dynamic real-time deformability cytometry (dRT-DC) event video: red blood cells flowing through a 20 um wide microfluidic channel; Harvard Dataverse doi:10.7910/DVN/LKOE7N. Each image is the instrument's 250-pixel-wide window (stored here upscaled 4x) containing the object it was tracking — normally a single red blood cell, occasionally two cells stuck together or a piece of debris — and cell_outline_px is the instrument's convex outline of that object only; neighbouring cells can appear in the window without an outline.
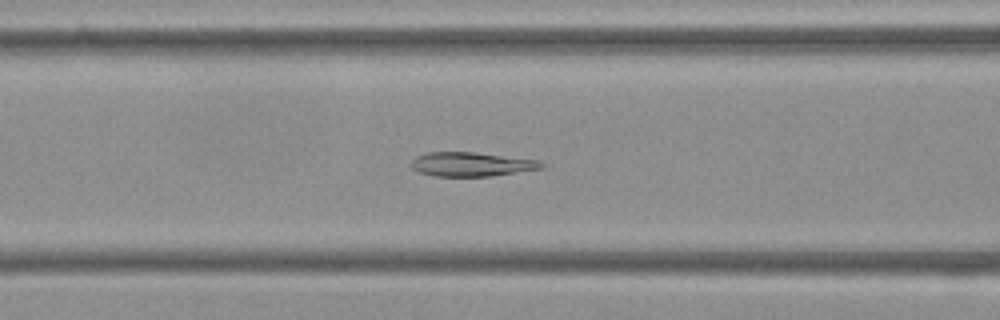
{"species": "Egyptian fruit bat (a non-hibernating species)", "species_latin": "Rousettus aegyptiacus", "temperature_condition": "cold", "stored_images_in_passage": 53, "camera_frame_rate_fps": 3000, "um_per_image_px": 0.085, "frame": {"image": 1, "passage_image": 21, "time_ms": 6.667, "image_size_px": [1000, 320], "cell_outline_px": [[544, 168], [492, 176], [432, 176], [420, 172], [412, 168], [408, 164], [416, 156], [424, 152], [476, 152], [540, 160], [544, 164]], "centroid_in_image_um": [40.05, 13.95], "position_along_channel_um": 126.5, "area_um2": 18.55}}
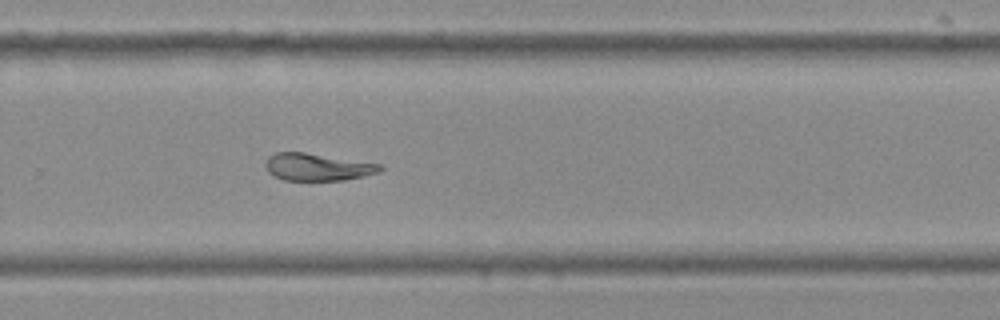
{"frame": {"image": 2, "passage_image": 35, "time_ms": 11.333, "image_size_px": [1000, 320], "cell_outline_px": [[384, 168], [380, 172], [364, 176], [344, 180], [284, 180], [268, 172], [264, 164], [268, 156], [276, 152], [304, 152], [380, 164]], "centroid_in_image_um": [26.97, 14.19], "position_along_channel_um": 302.8, "area_um2": 18.15}}
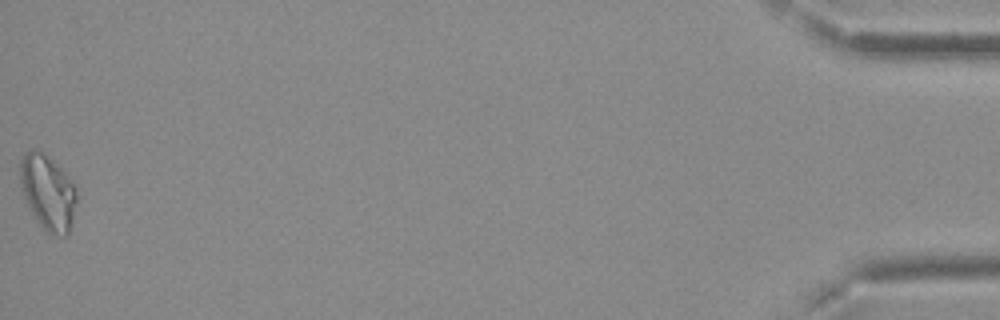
{"frame": {"image": 3, "passage_image": 53, "time_ms": 17.333, "image_size_px": [1000, 320], "cell_outline_px": [[76, 200], [72, 224], [68, 236], [48, 236], [28, 208], [20, 188], [20, 160], [24, 152], [32, 148], [36, 148], [60, 168], [64, 172], [76, 188]], "centroid_in_image_um": [4.04, 16.4], "position_along_channel_um": 431.2, "area_um2": 25.03}, "authors_computed_cell_mechanics": {"area_um2": 19.7676, "velocity_mm_per_s": 3.785, "shape_relaxation_time_tau1_ms": null, "shape_relaxation_time_tau2_ms": 7.0328, "deformation_change_tau1": null, "deformation_change_tau2": 0.1188}}